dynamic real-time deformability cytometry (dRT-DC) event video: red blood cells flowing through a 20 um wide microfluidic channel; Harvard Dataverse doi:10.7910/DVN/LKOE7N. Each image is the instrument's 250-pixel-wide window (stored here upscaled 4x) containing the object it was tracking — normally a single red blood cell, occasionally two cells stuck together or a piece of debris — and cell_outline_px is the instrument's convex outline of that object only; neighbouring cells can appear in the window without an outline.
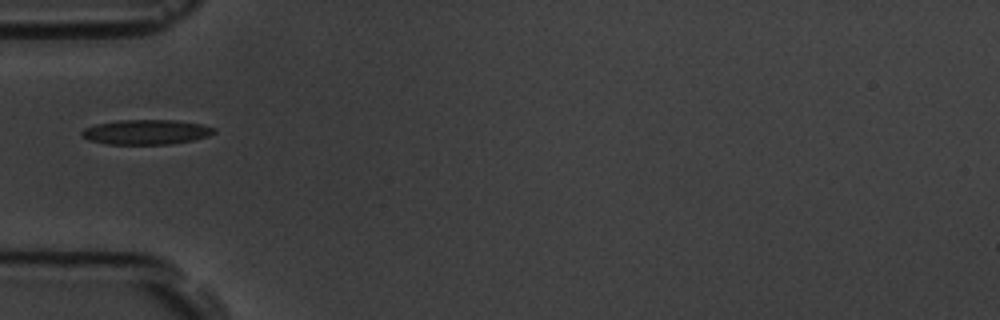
{"species": "common noctule bat (a hibernating species)", "species_latin": "Nyctalus noctula", "temperature_condition": "room temperature", "stored_images_in_passage": 1, "camera_frame_rate_fps": 3000, "um_per_image_px": 0.085, "animal": {"sex": "male", "body_mass_g": 19.5, "forearm_length_mm": 54.6}, "frame": {"image": 1, "passage_image": 1, "time_ms": 0.0, "image_size_px": [1000, 320], "cell_outline_px": [[216, 132], [208, 136], [192, 140], [168, 144], [108, 144], [88, 140], [80, 136], [80, 132], [84, 128], [96, 124], [120, 120], [176, 120], [204, 124], [216, 128]], "centroid_in_image_um": [12.42, 11.22], "position_along_channel_um": 72.6, "area_um2": 19.25}}